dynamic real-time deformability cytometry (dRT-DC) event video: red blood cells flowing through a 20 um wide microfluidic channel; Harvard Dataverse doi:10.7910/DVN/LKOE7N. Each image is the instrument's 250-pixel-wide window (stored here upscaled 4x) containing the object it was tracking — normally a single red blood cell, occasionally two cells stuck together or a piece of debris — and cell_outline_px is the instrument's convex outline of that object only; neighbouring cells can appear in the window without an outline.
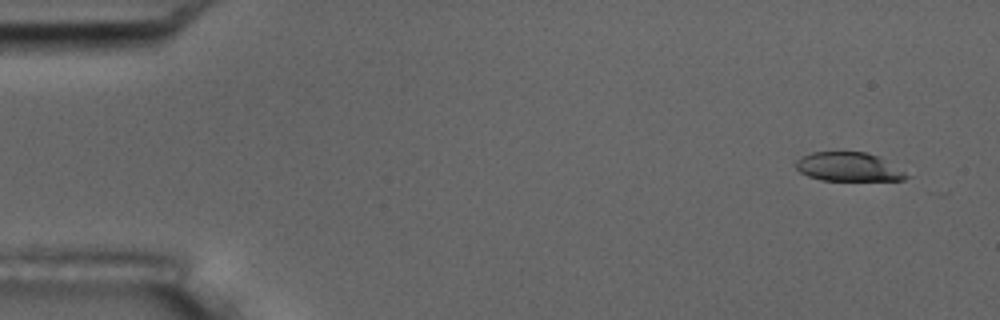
{"species": "common noctule bat (a hibernating species)", "species_latin": "Nyctalus noctula", "temperature_condition": "room temperature", "stored_images_in_passage": 6, "camera_frame_rate_fps": 3000, "um_per_image_px": 0.085, "animal": {"sex": "male", "body_mass_g": 17.5, "forearm_length_mm": 52.3}, "frame": {"image": 1, "passage_image": 1, "time_ms": 0.0, "image_size_px": [1000, 320], "cell_outline_px": [[912, 176], [904, 180], [820, 180], [808, 176], [800, 172], [796, 168], [796, 160], [800, 156], [812, 152], [864, 152], [880, 156]], "centroid_in_image_um": [72.14, 14.18], "position_along_channel_um": 12.9, "area_um2": 18.73}}
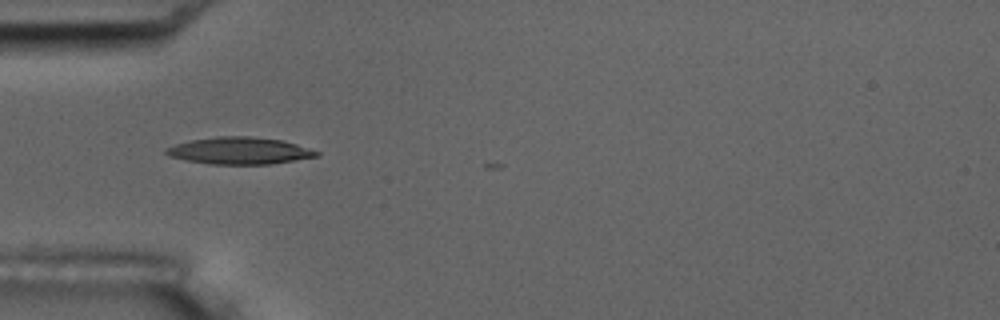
{"frame": {"image": 2, "passage_image": 5, "time_ms": 4.667, "image_size_px": [1000, 320], "cell_outline_px": [[320, 156], [268, 164], [212, 164], [188, 160], [172, 156], [164, 152], [164, 148], [176, 144], [192, 140], [216, 136], [252, 136], [284, 140], [320, 152]], "centroid_in_image_um": [20.39, 12.8], "position_along_channel_um": 64.6, "area_um2": 23.47}}